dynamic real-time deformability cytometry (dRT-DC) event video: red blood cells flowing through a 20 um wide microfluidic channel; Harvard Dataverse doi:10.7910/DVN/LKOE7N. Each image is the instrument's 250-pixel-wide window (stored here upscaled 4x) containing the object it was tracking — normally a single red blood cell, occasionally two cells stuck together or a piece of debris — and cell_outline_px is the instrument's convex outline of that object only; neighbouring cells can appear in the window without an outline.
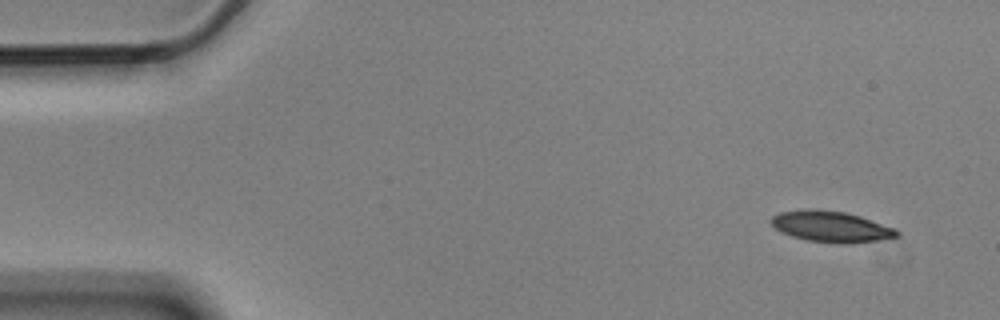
{"species": "Egyptian fruit bat (a non-hibernating species)", "species_latin": "Rousettus aegyptiacus", "temperature_condition": "cold", "stored_images_in_passage": 5, "camera_frame_rate_fps": 3000, "um_per_image_px": 0.085, "animal": {"sex": "male"}, "frame": {"image": 1, "passage_image": 1, "time_ms": 0.0, "image_size_px": [1000, 320], "cell_outline_px": [[900, 236], [876, 240], [808, 240], [792, 236], [780, 232], [768, 220], [772, 216], [780, 212], [808, 208], [816, 208], [844, 212], [860, 216], [896, 228], [900, 232]], "centroid_in_image_um": [70.58, 19.19], "position_along_channel_um": 14.4, "area_um2": 21.79}}
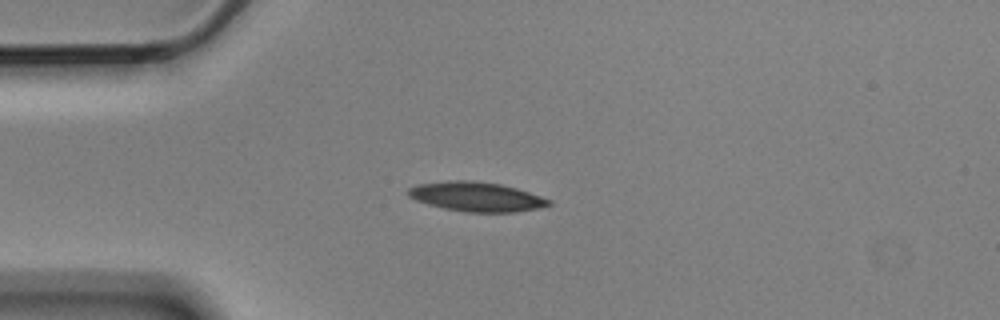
{"frame": {"image": 2, "passage_image": 4, "time_ms": 1.0, "image_size_px": [1000, 320], "cell_outline_px": [[552, 204], [540, 208], [516, 212], [464, 212], [444, 208], [428, 204], [416, 200], [408, 196], [408, 188], [416, 184], [448, 180], [472, 180], [500, 184], [516, 188], [552, 200]], "centroid_in_image_um": [40.49, 16.71], "position_along_channel_um": 44.5, "area_um2": 24.22}}